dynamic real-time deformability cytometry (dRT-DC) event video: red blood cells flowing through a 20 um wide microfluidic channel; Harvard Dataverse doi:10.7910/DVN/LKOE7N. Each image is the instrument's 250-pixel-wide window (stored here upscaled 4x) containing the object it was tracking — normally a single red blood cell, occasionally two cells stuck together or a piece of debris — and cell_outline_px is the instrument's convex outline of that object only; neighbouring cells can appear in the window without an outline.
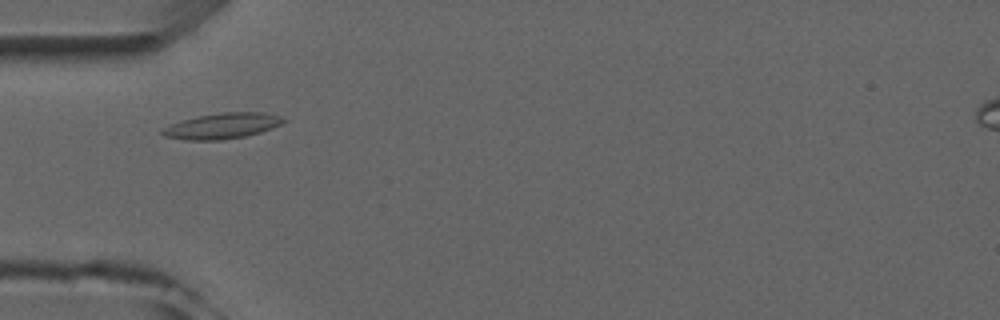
{"species": "common noctule bat (a hibernating species)", "species_latin": "Nyctalus noctula", "temperature_condition": "room temperature", "stored_images_in_passage": 6, "camera_frame_rate_fps": 3000, "um_per_image_px": 0.085, "animal": {"sex": "male", "forearm_length_mm": 52.5}, "frame": {"image": 1, "passage_image": 3, "time_ms": 2.667, "image_size_px": [1000, 320], "cell_outline_px": [[288, 120], [272, 128], [260, 132], [244, 136], [220, 140], [184, 140], [164, 136], [160, 132], [168, 124], [196, 116], [220, 112], [264, 112], [280, 116]], "centroid_in_image_um": [18.86, 10.69], "position_along_channel_um": 66.1, "area_um2": 18.21}}
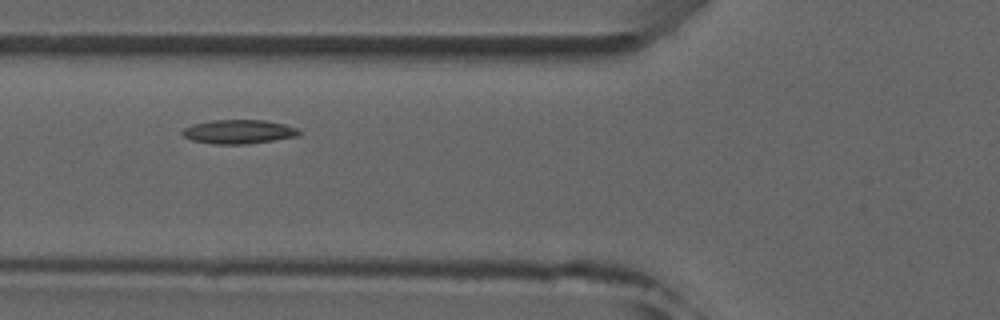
{"frame": {"image": 2, "passage_image": 4, "time_ms": 3.667, "image_size_px": [1000, 320], "cell_outline_px": [[300, 136], [244, 144], [216, 144], [192, 140], [184, 136], [180, 132], [184, 128], [192, 124], [212, 120], [264, 120], [284, 124], [296, 128], [300, 132]], "centroid_in_image_um": [20.27, 11.19], "position_along_channel_um": 105.5, "area_um2": 16.18}}
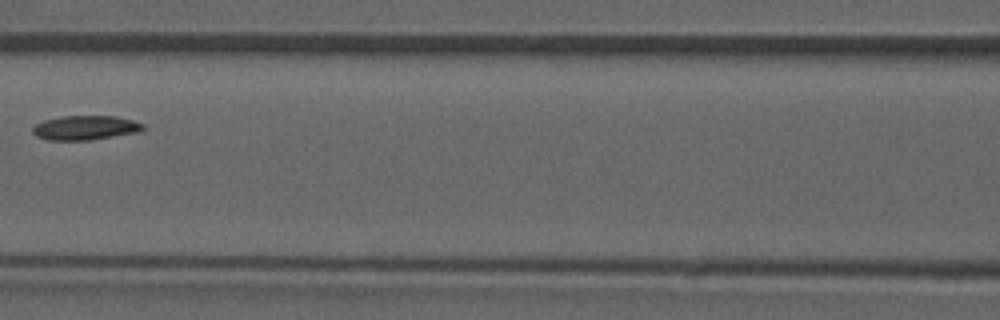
{"frame": {"image": 3, "passage_image": 5, "time_ms": 5.0, "image_size_px": [1000, 320], "cell_outline_px": [[144, 128], [140, 132], [88, 140], [48, 140], [36, 136], [32, 132], [32, 128], [36, 124], [44, 120], [60, 116], [116, 116], [132, 120], [144, 124]], "centroid_in_image_um": [7.24, 10.85], "position_along_channel_um": 159.4, "area_um2": 15.66}}